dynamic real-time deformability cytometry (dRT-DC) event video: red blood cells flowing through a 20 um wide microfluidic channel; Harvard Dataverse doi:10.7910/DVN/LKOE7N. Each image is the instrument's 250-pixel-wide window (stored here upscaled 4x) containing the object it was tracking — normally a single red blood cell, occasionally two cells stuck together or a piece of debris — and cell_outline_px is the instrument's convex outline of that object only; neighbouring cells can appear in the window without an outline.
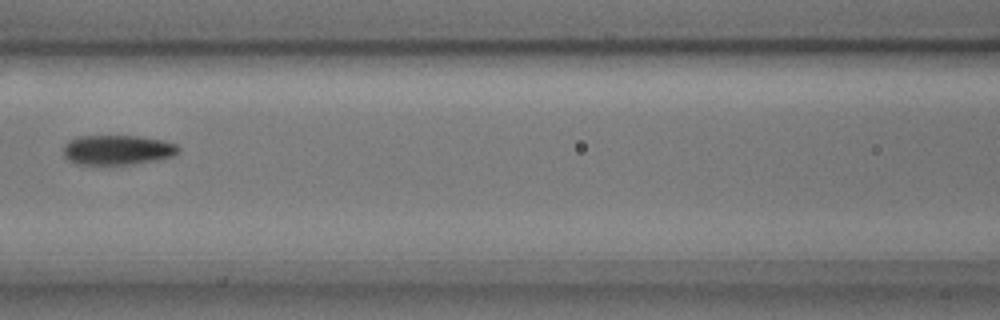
{"species": "common noctule bat (a hibernating species)", "species_latin": "Nyctalus noctula", "temperature_condition": "cold", "stored_images_in_passage": 6, "camera_frame_rate_fps": 3000, "um_per_image_px": 0.085, "animal": {"sex": "male", "body_mass_g": 17.9, "forearm_length_mm": 54.2}, "frame": {"image": 1, "passage_image": 4, "time_ms": 1.0, "image_size_px": [1000, 320], "cell_outline_px": [[180, 148], [172, 156], [160, 160], [136, 164], [108, 168], [76, 164], [68, 160], [64, 156], [64, 144], [68, 140], [76, 136], [140, 136], [160, 140], [176, 144]], "centroid_in_image_um": [9.92, 12.8], "position_along_channel_um": 156.7, "area_um2": 20.92}}
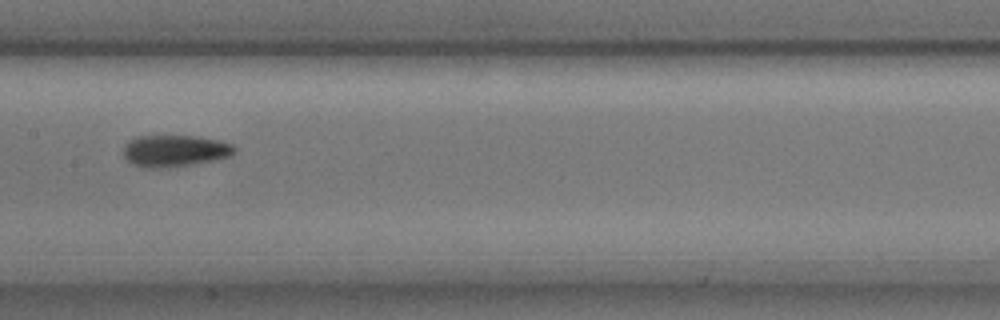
{"frame": {"image": 2, "passage_image": 5, "time_ms": 1.333, "image_size_px": [1000, 320], "cell_outline_px": [[236, 152], [232, 156], [216, 160], [168, 168], [144, 168], [132, 164], [124, 160], [124, 144], [128, 140], [136, 136], [196, 136], [220, 140], [232, 144], [236, 148]], "centroid_in_image_um": [14.85, 12.83], "position_along_channel_um": 192.6, "area_um2": 20.98}}
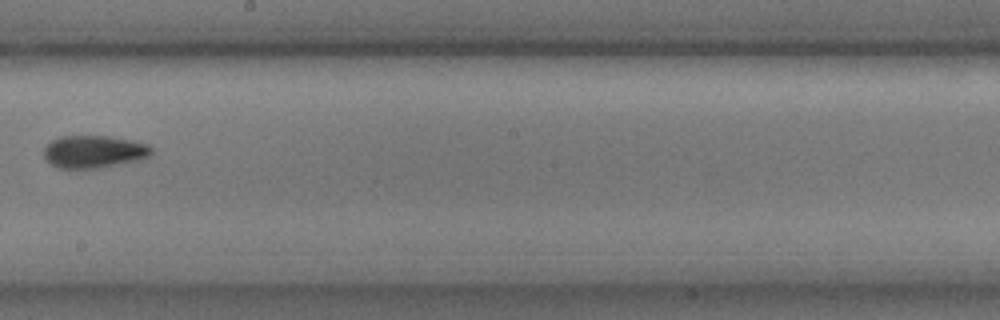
{"frame": {"image": 3, "passage_image": 6, "time_ms": 1.667, "image_size_px": [1000, 320], "cell_outline_px": [[152, 152], [148, 156], [140, 160], [100, 168], [60, 168], [52, 164], [44, 156], [44, 148], [52, 140], [60, 136], [108, 136], [132, 140], [148, 144], [152, 148]], "centroid_in_image_um": [8.0, 12.89], "position_along_channel_um": 240.2, "area_um2": 20.35}}